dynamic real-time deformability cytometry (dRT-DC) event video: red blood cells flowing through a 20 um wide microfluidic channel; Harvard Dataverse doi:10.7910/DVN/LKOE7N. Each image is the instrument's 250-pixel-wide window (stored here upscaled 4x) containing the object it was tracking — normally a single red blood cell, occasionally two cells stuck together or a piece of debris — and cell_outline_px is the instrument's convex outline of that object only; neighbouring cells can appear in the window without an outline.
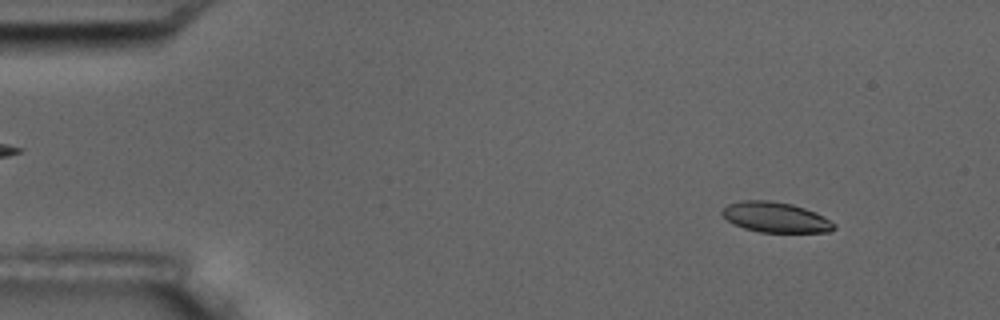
{"species": "common noctule bat (a hibernating species)", "species_latin": "Nyctalus noctula", "temperature_condition": "room temperature", "stored_images_in_passage": 4, "camera_frame_rate_fps": 3000, "um_per_image_px": 0.085, "animal": {"sex": "male", "body_mass_g": 17.5, "forearm_length_mm": 52.3}, "frame": {"image": 1, "passage_image": 1, "time_ms": 0.0, "image_size_px": [1000, 320], "cell_outline_px": [[836, 228], [828, 232], [760, 232], [744, 228], [732, 224], [720, 212], [728, 204], [740, 200], [768, 200], [792, 204], [816, 212], [836, 224]], "centroid_in_image_um": [65.92, 18.46], "position_along_channel_um": 19.1, "area_um2": 19.77}}
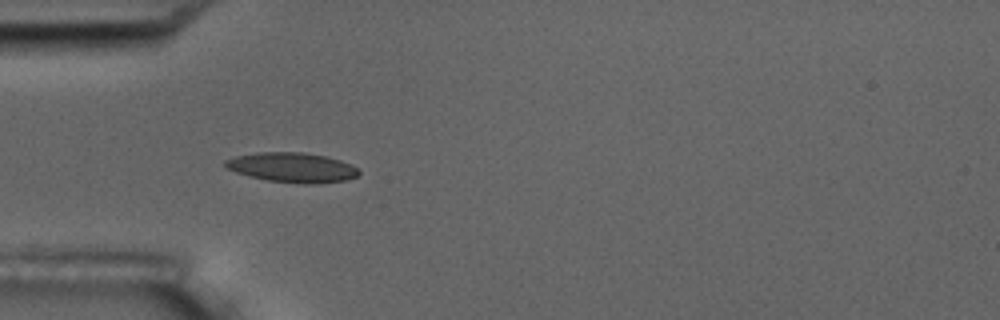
{"frame": {"image": 2, "passage_image": 4, "time_ms": 3.667, "image_size_px": [1000, 320], "cell_outline_px": [[360, 172], [356, 176], [348, 180], [312, 184], [304, 184], [268, 180], [248, 176], [224, 168], [224, 160], [236, 156], [256, 152], [300, 152], [324, 156], [340, 160], [352, 164]], "centroid_in_image_um": [24.81, 14.23], "position_along_channel_um": 60.2, "area_um2": 23.18}}